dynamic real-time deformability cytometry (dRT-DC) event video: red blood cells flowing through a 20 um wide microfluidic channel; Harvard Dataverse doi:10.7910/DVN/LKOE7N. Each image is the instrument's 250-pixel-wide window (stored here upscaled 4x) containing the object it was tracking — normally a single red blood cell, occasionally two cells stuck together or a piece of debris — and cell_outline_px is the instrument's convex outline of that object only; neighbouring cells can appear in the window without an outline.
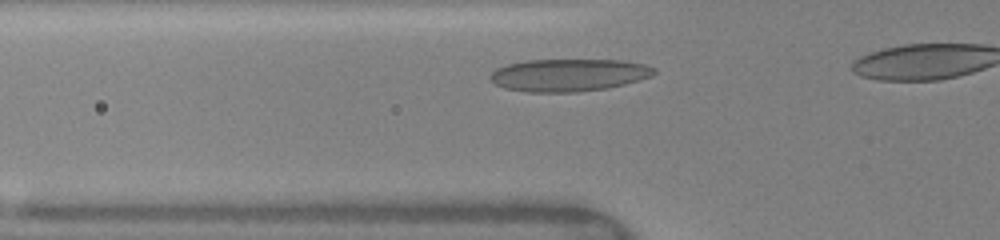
{"species": "human", "species_latin": "Homo sapiens", "temperature_condition": "warm", "stored_images_in_passage": 6, "camera_frame_rate_fps": 3000, "um_per_image_px": 0.085, "donor": {"sex": "female"}, "frame": {"image": 1, "passage_image": 3, "time_ms": 1.333, "image_size_px": [1000, 240], "cell_outline_px": [[656, 72], [652, 76], [624, 84], [608, 88], [576, 92], [528, 92], [504, 88], [496, 84], [488, 76], [496, 68], [508, 64], [528, 60], [620, 60], [644, 64], [656, 68]], "centroid_in_image_um": [48.34, 6.38], "position_along_channel_um": 77.5, "area_um2": 30.98}}